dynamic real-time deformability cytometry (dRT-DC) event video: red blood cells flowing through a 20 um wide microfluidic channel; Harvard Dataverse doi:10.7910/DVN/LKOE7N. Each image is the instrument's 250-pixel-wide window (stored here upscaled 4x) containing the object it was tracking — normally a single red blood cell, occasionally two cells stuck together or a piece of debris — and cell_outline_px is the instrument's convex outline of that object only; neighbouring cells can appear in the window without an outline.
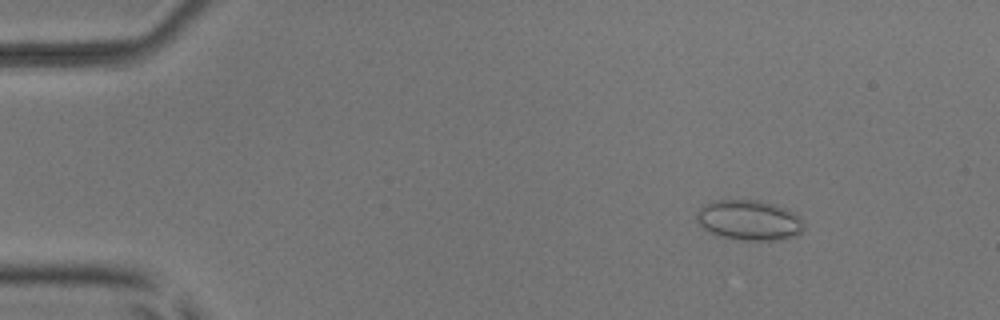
{"species": "common noctule bat (a hibernating species)", "species_latin": "Nyctalus noctula", "temperature_condition": "room temperature", "stored_images_in_passage": 7, "camera_frame_rate_fps": 3000, "um_per_image_px": 0.085, "animal": {"sex": "male", "body_mass_g": 17.9, "forearm_length_mm": 54.2}, "frame": {"image": 1, "passage_image": 3, "time_ms": 0.667, "image_size_px": [1000, 320], "cell_outline_px": [[804, 228], [796, 236], [780, 240], [740, 240], [720, 236], [704, 228], [696, 220], [696, 216], [700, 208], [716, 200], [760, 200], [776, 204], [788, 208], [800, 216], [804, 224]], "centroid_in_image_um": [63.74, 18.71], "position_along_channel_um": 21.3, "area_um2": 25.2}}
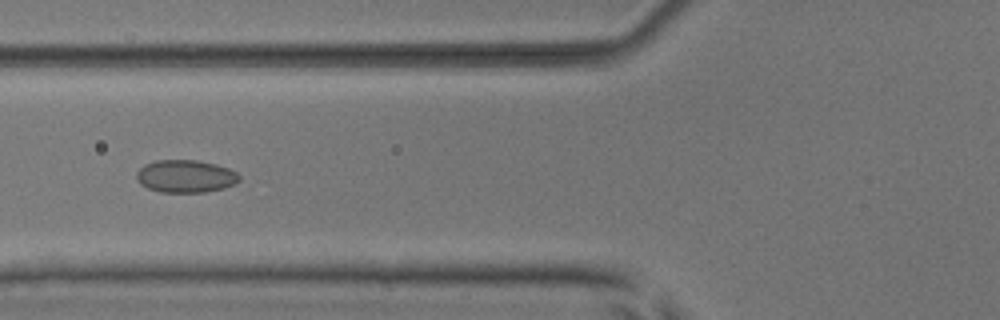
{"frame": {"image": 2, "passage_image": 7, "time_ms": 2.0, "image_size_px": [1000, 320], "cell_outline_px": [[240, 180], [236, 184], [224, 188], [204, 192], [160, 192], [148, 188], [140, 184], [136, 180], [136, 172], [144, 164], [156, 160], [196, 160], [216, 164], [228, 168], [236, 172], [240, 176]], "centroid_in_image_um": [15.77, 14.98], "position_along_channel_um": 110.0, "area_um2": 19.71}}